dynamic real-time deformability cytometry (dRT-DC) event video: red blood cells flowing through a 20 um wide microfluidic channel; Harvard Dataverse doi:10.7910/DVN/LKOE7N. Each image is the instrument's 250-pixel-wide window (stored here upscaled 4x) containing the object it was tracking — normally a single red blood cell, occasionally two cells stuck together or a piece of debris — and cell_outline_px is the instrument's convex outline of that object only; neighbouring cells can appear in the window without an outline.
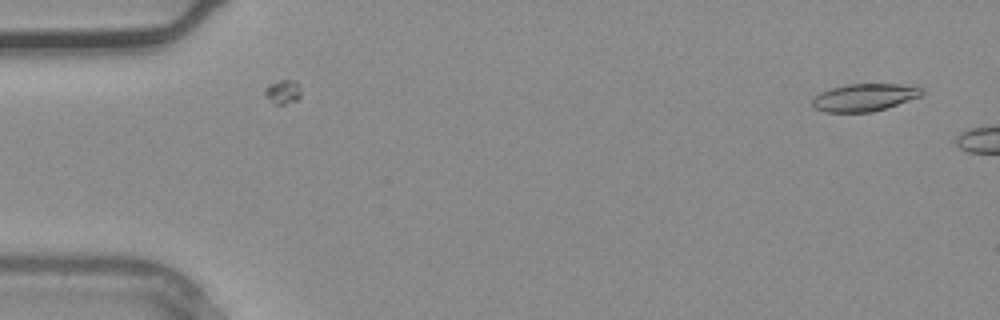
{"species": "common noctule bat (a hibernating species)", "species_latin": "Nyctalus noctula", "temperature_condition": "warm", "stored_images_in_passage": 2, "camera_frame_rate_fps": 3000, "um_per_image_px": 0.085, "animal": {"sex": "male", "body_mass_g": 20.4}, "frame": {"image": 1, "passage_image": 1, "time_ms": 0.0, "image_size_px": [1000, 320], "cell_outline_px": [[924, 96], [872, 112], [824, 112], [816, 108], [812, 104], [812, 100], [820, 92], [832, 88], [848, 84], [900, 84], [924, 88]], "centroid_in_image_um": [73.53, 8.28], "position_along_channel_um": 11.5, "area_um2": 17.57}}